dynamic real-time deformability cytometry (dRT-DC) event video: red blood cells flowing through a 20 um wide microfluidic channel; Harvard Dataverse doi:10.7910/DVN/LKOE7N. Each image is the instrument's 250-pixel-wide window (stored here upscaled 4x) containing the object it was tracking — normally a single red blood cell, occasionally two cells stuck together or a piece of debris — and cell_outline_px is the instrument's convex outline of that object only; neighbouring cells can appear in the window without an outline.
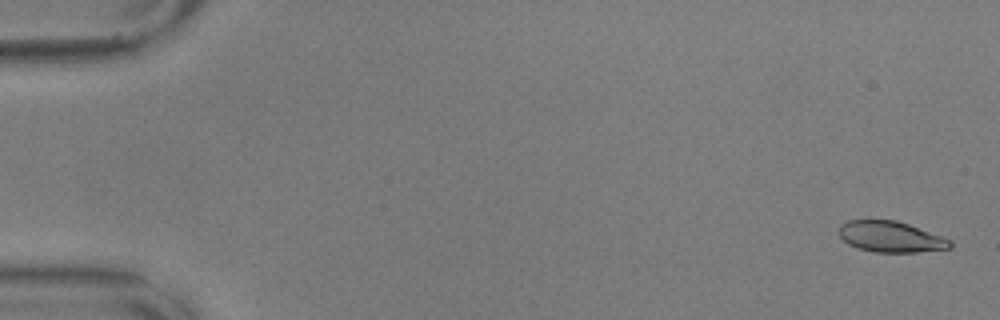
{"species": "common noctule bat (a hibernating species)", "species_latin": "Nyctalus noctula", "temperature_condition": "warm", "stored_images_in_passage": 19, "camera_frame_rate_fps": 3000, "um_per_image_px": 0.085, "animal": {"sex": "male", "body_mass_g": 17.9, "forearm_length_mm": 54.2}, "frame": {"image": 1, "passage_image": 2, "time_ms": 0.333, "image_size_px": [1000, 320], "cell_outline_px": [[952, 248], [916, 252], [876, 252], [860, 248], [848, 244], [840, 236], [840, 224], [848, 220], [896, 220], [908, 224], [952, 240]], "centroid_in_image_um": [75.73, 20.12], "position_along_channel_um": 9.3, "area_um2": 19.83}}
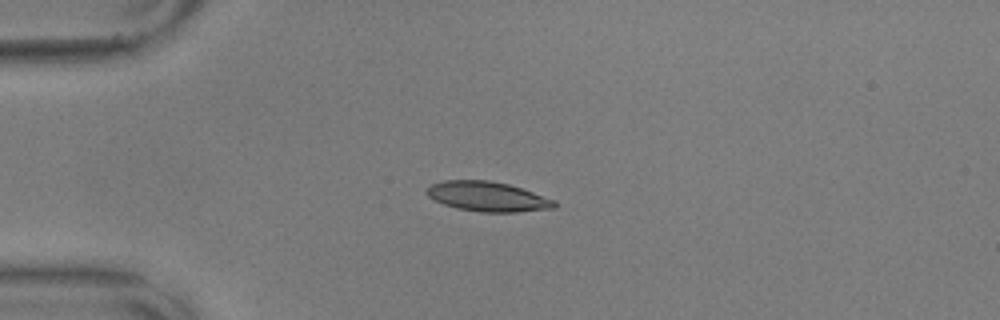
{"frame": {"image": 2, "passage_image": 15, "time_ms": 4.667, "image_size_px": [1000, 320], "cell_outline_px": [[556, 208], [516, 212], [480, 212], [456, 208], [444, 204], [428, 196], [424, 192], [432, 184], [444, 180], [488, 180], [508, 184], [556, 200]], "centroid_in_image_um": [41.45, 16.71], "position_along_channel_um": 43.6, "area_um2": 22.08}}